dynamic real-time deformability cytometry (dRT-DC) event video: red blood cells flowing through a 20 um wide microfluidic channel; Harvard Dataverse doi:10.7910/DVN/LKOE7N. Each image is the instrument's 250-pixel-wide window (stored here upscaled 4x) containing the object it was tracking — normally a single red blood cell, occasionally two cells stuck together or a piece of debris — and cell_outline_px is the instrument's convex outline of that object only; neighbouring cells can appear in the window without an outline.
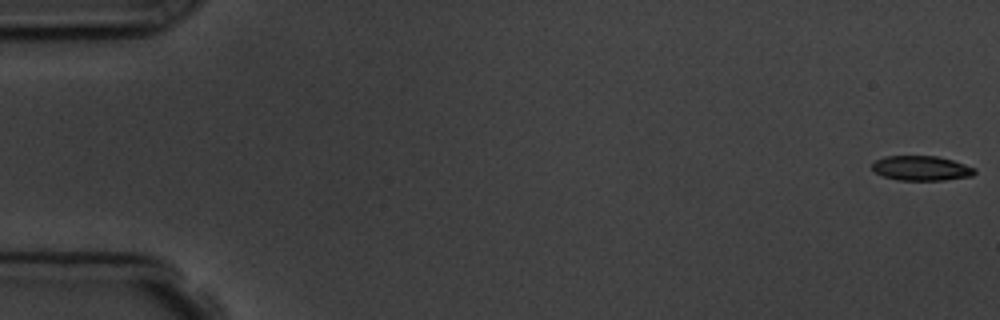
{"species": "common noctule bat (a hibernating species)", "species_latin": "Nyctalus noctula", "temperature_condition": "room temperature", "stored_images_in_passage": 7, "camera_frame_rate_fps": 3000, "um_per_image_px": 0.085, "animal": {"sex": "male", "body_mass_g": 19.5, "forearm_length_mm": 54.6}, "frame": {"image": 1, "passage_image": 1, "time_ms": 0.0, "image_size_px": [1000, 320], "cell_outline_px": [[976, 172], [972, 176], [944, 180], [900, 180], [884, 176], [876, 172], [872, 168], [872, 164], [876, 160], [884, 156], [936, 156], [952, 160], [976, 168]], "centroid_in_image_um": [78.33, 14.29], "position_along_channel_um": 6.7, "area_um2": 14.68}}
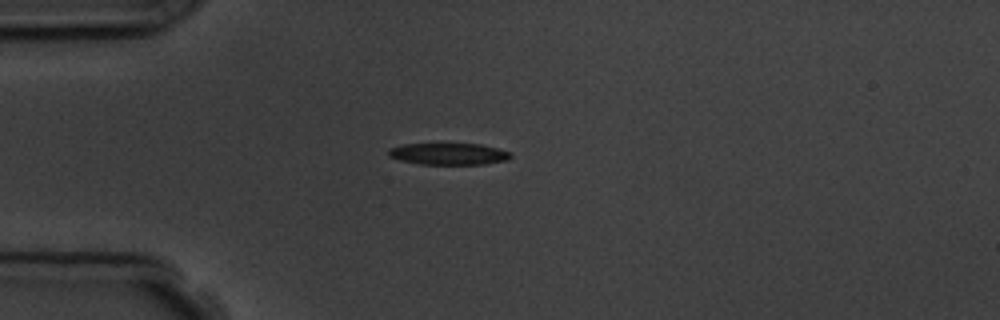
{"frame": {"image": 2, "passage_image": 5, "time_ms": 4.667, "image_size_px": [1000, 320], "cell_outline_px": [[512, 156], [508, 160], [484, 164], [420, 164], [400, 160], [388, 156], [388, 148], [404, 144], [440, 140], [480, 144], [512, 152]], "centroid_in_image_um": [38.1, 13.02], "position_along_channel_um": 46.9, "area_um2": 16.53}}